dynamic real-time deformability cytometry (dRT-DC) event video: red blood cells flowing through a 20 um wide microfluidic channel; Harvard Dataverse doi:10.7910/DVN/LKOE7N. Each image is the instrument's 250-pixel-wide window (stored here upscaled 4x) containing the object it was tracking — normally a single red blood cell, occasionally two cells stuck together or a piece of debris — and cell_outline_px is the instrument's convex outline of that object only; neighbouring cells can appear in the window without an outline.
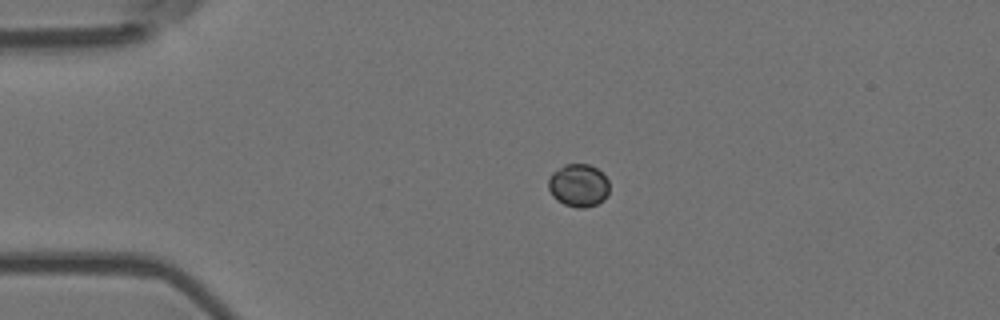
{"species": "Egyptian fruit bat (a non-hibernating species)", "species_latin": "Rousettus aegyptiacus", "temperature_condition": "room temperature", "stored_images_in_passage": 44, "camera_frame_rate_fps": 3000, "um_per_image_px": 0.085, "animal": {"sex": "female"}, "frame": {"image": 1, "passage_image": 1, "time_ms": 0.0, "image_size_px": [1000, 320], "cell_outline_px": [[608, 192], [604, 200], [596, 204], [584, 208], [576, 208], [564, 204], [556, 200], [552, 196], [548, 188], [548, 180], [552, 172], [564, 164], [588, 164], [596, 168], [608, 180]], "centroid_in_image_um": [49.14, 15.76], "position_along_channel_um": 35.9, "area_um2": 15.26}}
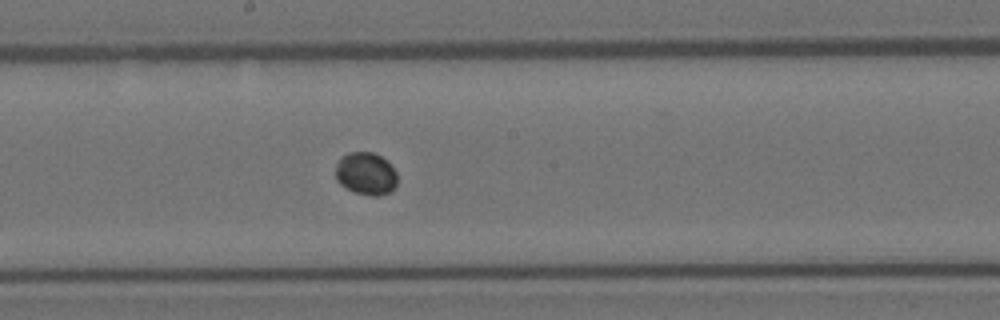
{"frame": {"image": 2, "passage_image": 19, "time_ms": 6.0, "image_size_px": [1000, 320], "cell_outline_px": [[396, 188], [380, 196], [372, 196], [356, 192], [340, 184], [336, 180], [336, 164], [340, 156], [348, 152], [372, 152], [388, 160], [392, 164], [396, 172]], "centroid_in_image_um": [31.11, 14.74], "position_along_channel_um": 217.1, "area_um2": 15.49}}
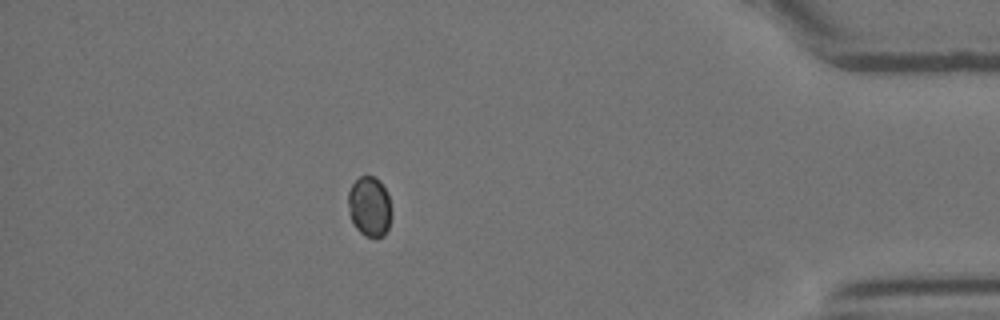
{"frame": {"image": 3, "passage_image": 38, "time_ms": 12.333, "image_size_px": [1000, 320], "cell_outline_px": [[392, 216], [388, 228], [384, 236], [364, 236], [356, 228], [348, 212], [348, 192], [352, 184], [360, 176], [376, 176], [380, 180], [388, 196], [392, 208]], "centroid_in_image_um": [31.42, 17.55], "position_along_channel_um": 403.8, "area_um2": 15.32}}